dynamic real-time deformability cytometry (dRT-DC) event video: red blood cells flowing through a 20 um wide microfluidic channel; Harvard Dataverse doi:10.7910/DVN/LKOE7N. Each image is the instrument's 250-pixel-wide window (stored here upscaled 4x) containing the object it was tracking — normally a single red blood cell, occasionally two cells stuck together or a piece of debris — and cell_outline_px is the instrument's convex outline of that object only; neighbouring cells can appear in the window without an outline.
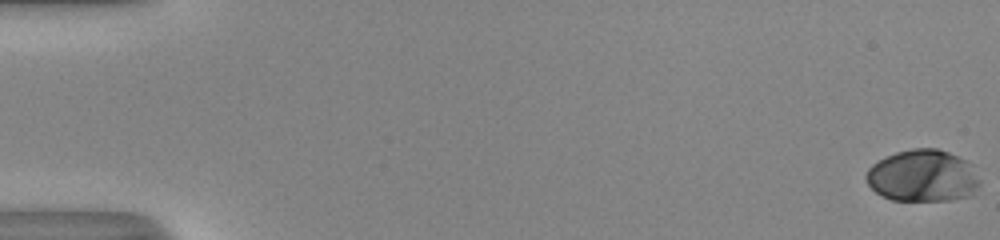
{"species": "human", "species_latin": "Homo sapiens", "temperature_condition": "room temperature", "stored_images_in_passage": 53, "camera_frame_rate_fps": 3000, "um_per_image_px": 0.085, "donor": {"sex": "male"}, "frame": {"image": 1, "passage_image": 1, "time_ms": 0.0, "image_size_px": [1000, 240], "cell_outline_px": [[980, 184], [972, 196], [952, 200], [892, 200], [876, 192], [868, 184], [864, 176], [868, 168], [872, 164], [884, 156], [896, 152], [912, 148], [936, 148], [948, 152], [972, 164], [980, 180]], "centroid_in_image_um": [78.44, 14.94], "position_along_channel_um": 6.6, "area_um2": 34.68}}
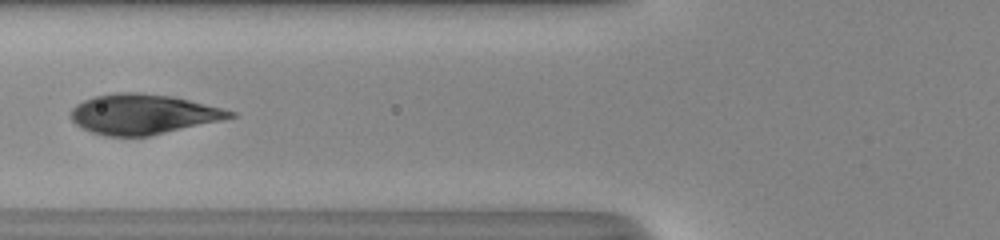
{"frame": {"image": 2, "passage_image": 23, "time_ms": 7.333, "image_size_px": [1000, 240], "cell_outline_px": [[236, 116], [220, 120], [148, 136], [104, 136], [80, 128], [72, 120], [68, 112], [76, 104], [84, 100], [96, 96], [116, 92], [140, 92], [172, 96], [236, 112]], "centroid_in_image_um": [12.08, 9.7], "position_along_channel_um": 113.7, "area_um2": 36.88}}
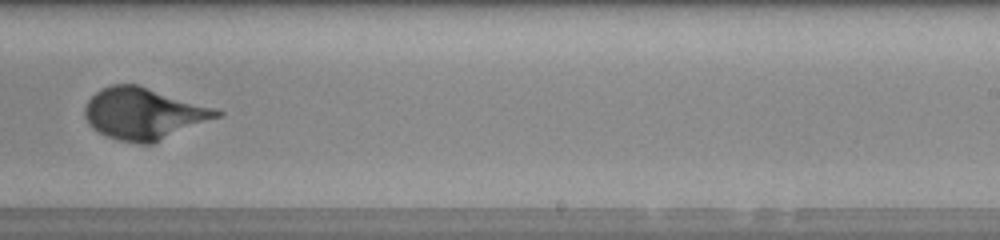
{"frame": {"image": 3, "passage_image": 35, "time_ms": 11.333, "image_size_px": [1000, 240], "cell_outline_px": [[224, 116], [152, 144], [140, 144], [120, 140], [108, 136], [92, 128], [88, 124], [84, 116], [84, 108], [88, 100], [100, 88], [112, 84], [136, 84], [216, 108], [224, 112]], "centroid_in_image_um": [12.25, 9.66], "position_along_channel_um": 276.7, "area_um2": 39.94}, "authors_computed_cell_mechanics": {"area_um2": 35.3736, "velocity_mm_per_s": 4.0876, "shape_relaxation_time_tau1_ms": 3.6888, "shape_relaxation_time_tau2_ms": null, "deformation_change_tau1": 0.1975, "deformation_change_tau2": null}}